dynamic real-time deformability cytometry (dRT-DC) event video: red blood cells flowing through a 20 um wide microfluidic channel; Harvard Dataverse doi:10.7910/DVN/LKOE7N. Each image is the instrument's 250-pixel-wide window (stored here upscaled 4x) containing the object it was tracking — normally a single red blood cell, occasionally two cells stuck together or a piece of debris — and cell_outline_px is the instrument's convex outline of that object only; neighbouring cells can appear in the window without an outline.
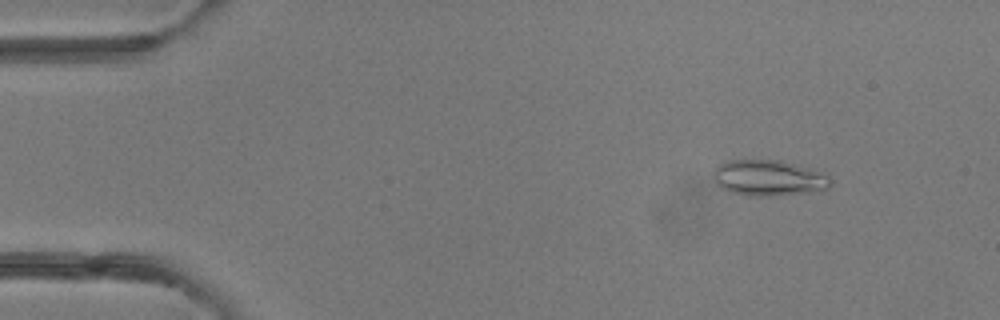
{"species": "common noctule bat (a hibernating species)", "species_latin": "Nyctalus noctula", "temperature_condition": "room temperature", "stored_images_in_passage": 49, "camera_frame_rate_fps": 3000, "um_per_image_px": 0.085, "animal": {"sex": "female"}, "frame": {"image": 1, "passage_image": 6, "time_ms": 1.667, "image_size_px": [1000, 320], "cell_outline_px": [[832, 184], [828, 188], [812, 192], [772, 196], [748, 196], [732, 192], [720, 188], [716, 184], [712, 176], [712, 172], [720, 164], [728, 160], [780, 160], [808, 168], [828, 176], [832, 180]], "centroid_in_image_um": [65.3, 15.14], "position_along_channel_um": 19.7, "area_um2": 24.51}}
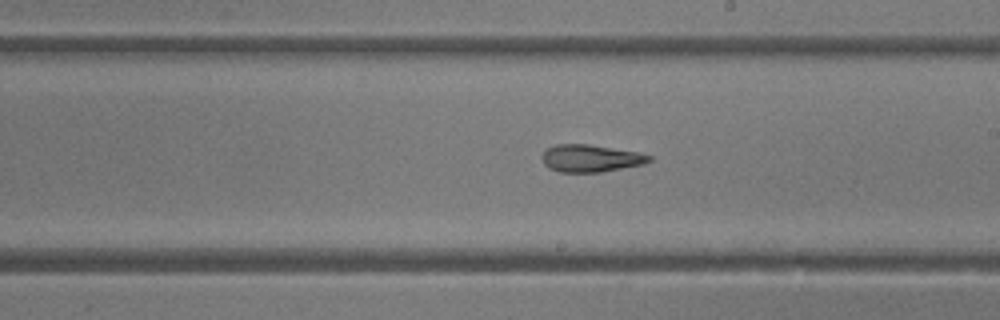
{"frame": {"image": 2, "passage_image": 28, "time_ms": 9.0, "image_size_px": [1000, 320], "cell_outline_px": [[652, 160], [644, 164], [600, 172], [560, 172], [548, 168], [544, 164], [540, 156], [548, 148], [556, 144], [588, 144], [640, 152], [652, 156]], "centroid_in_image_um": [50.21, 13.45], "position_along_channel_um": 238.8, "area_um2": 17.17}}
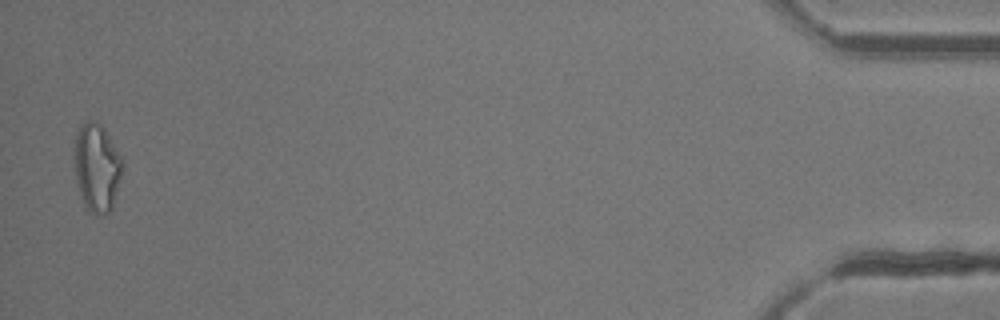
{"frame": {"image": 3, "passage_image": 48, "time_ms": 15.667, "image_size_px": [1000, 320], "cell_outline_px": [[124, 164], [112, 208], [104, 216], [96, 216], [88, 212], [84, 208], [76, 184], [72, 156], [76, 132], [80, 124], [88, 120], [96, 120], [104, 128], [124, 160]], "centroid_in_image_um": [8.19, 14.25], "position_along_channel_um": 427.0, "area_um2": 25.72}, "authors_computed_cell_mechanics": {"area_um2": 19.363, "velocity_mm_per_s": 4.2473, "shape_relaxation_time_tau1_ms": 7.6181, "shape_relaxation_time_tau2_ms": 2.5853, "deformation_change_tau1": 0.1975, "deformation_change_tau2": 0.1159}}